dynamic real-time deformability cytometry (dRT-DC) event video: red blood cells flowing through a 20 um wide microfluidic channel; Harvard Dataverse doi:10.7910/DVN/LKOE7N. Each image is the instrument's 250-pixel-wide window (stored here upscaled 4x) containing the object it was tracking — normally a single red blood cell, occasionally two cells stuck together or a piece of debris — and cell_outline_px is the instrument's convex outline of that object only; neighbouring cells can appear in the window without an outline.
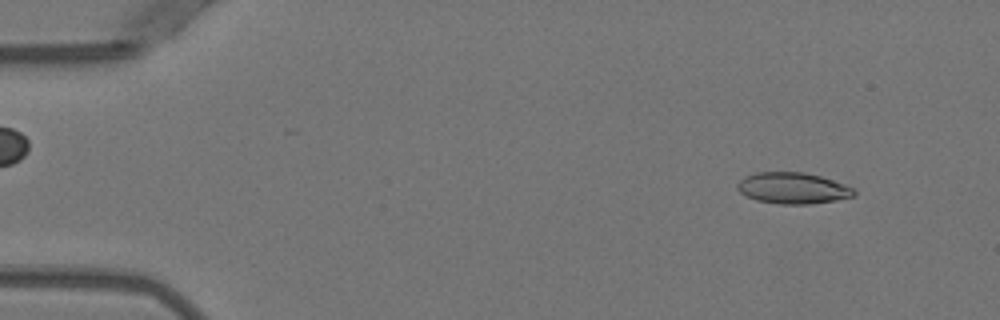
{"species": "Egyptian fruit bat (a non-hibernating species)", "species_latin": "Rousettus aegyptiacus", "temperature_condition": "warm", "stored_images_in_passage": 50, "camera_frame_rate_fps": 3000, "um_per_image_px": 0.085, "animal": {"sex": "female"}, "frame": {"image": 1, "passage_image": 4, "time_ms": 1.0, "image_size_px": [1000, 320], "cell_outline_px": [[856, 196], [836, 200], [812, 204], [780, 204], [756, 200], [740, 192], [736, 188], [736, 184], [744, 176], [756, 172], [804, 172], [820, 176], [844, 184], [852, 188], [856, 192]], "centroid_in_image_um": [67.38, 15.99], "position_along_channel_um": 17.6, "area_um2": 21.27}}
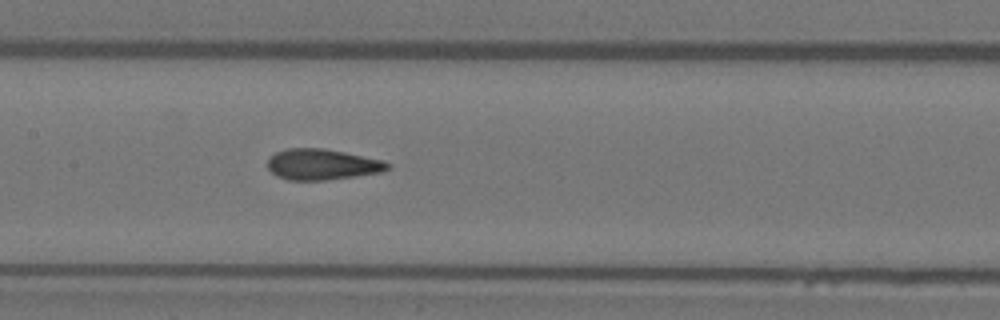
{"frame": {"image": 2, "passage_image": 24, "time_ms": 7.667, "image_size_px": [1000, 320], "cell_outline_px": [[392, 164], [388, 168], [380, 172], [324, 180], [288, 180], [276, 176], [268, 168], [268, 156], [276, 152], [288, 148], [324, 148], [384, 160]], "centroid_in_image_um": [27.35, 13.96], "position_along_channel_um": 180.1, "area_um2": 21.5}}
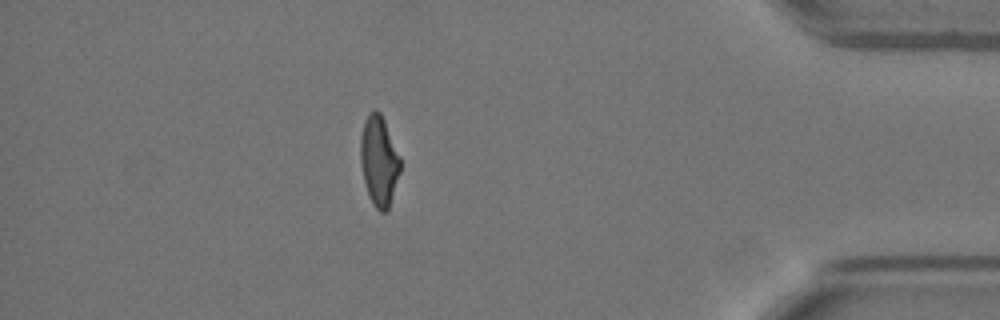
{"frame": {"image": 3, "passage_image": 44, "time_ms": 14.333, "image_size_px": [1000, 320], "cell_outline_px": [[400, 172], [388, 208], [384, 212], [380, 212], [372, 204], [368, 196], [364, 180], [360, 160], [360, 136], [364, 120], [372, 112], [380, 112], [384, 120], [400, 156]], "centroid_in_image_um": [32.2, 13.69], "position_along_channel_um": 403.0, "area_um2": 20.63}, "authors_computed_cell_mechanics": {"area_um2": 21.4438, "velocity_mm_per_s": 3.9632, "shape_relaxation_time_tau1_ms": 8.0853, "shape_relaxation_time_tau2_ms": 1.204, "deformation_change_tau1": 0.2293, "deformation_change_tau2": 0.0725}}